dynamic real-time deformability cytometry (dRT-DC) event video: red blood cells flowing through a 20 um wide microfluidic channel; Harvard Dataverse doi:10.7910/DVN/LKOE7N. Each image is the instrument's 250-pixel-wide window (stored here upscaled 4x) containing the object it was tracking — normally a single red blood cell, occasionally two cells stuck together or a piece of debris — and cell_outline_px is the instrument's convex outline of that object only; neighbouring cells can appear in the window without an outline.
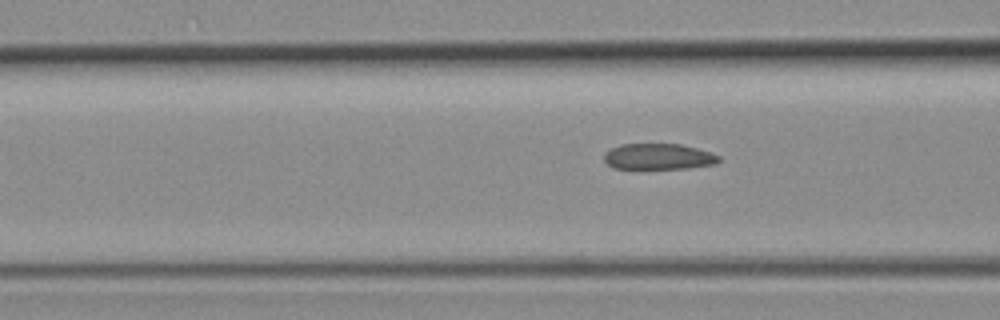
{"species": "common noctule bat (a hibernating species)", "species_latin": "Nyctalus noctula", "temperature_condition": "room temperature", "stored_images_in_passage": 4, "camera_frame_rate_fps": 3000, "um_per_image_px": 0.085, "animal": {"sex": "female", "body_mass_g": 19.3, "forearm_length_mm": 54.1}, "frame": {"image": 1, "passage_image": 4, "time_ms": 3.333, "image_size_px": [1000, 320], "cell_outline_px": [[720, 160], [716, 164], [688, 168], [612, 168], [604, 160], [604, 152], [620, 144], [680, 144], [696, 148], [720, 156]], "centroid_in_image_um": [55.95, 13.31], "position_along_channel_um": 110.6, "area_um2": 17.22}}